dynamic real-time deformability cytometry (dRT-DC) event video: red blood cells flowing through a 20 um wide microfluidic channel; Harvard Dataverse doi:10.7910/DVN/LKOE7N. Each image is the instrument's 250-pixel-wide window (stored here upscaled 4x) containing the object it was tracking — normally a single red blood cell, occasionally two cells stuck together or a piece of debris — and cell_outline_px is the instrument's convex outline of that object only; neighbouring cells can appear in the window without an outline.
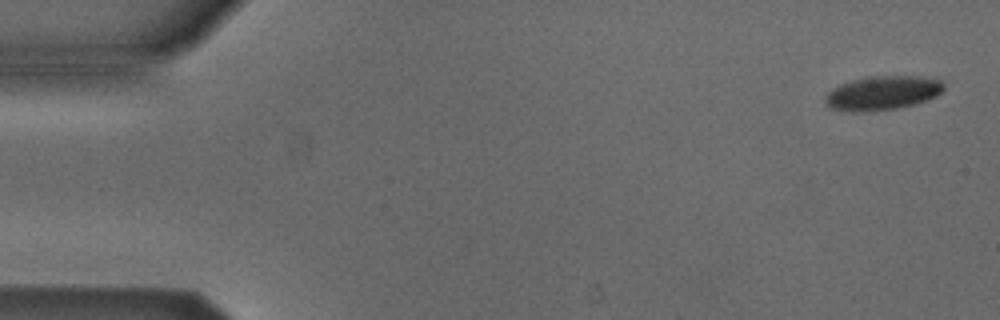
{"species": "Egyptian fruit bat (a non-hibernating species)", "species_latin": "Rousettus aegyptiacus", "temperature_condition": "cold", "stored_images_in_passage": 6, "camera_frame_rate_fps": 3000, "um_per_image_px": 0.085, "animal": {"sex": "male"}, "frame": {"image": 1, "passage_image": 1, "time_ms": 0.0, "image_size_px": [1000, 320], "cell_outline_px": [[944, 88], [936, 96], [912, 104], [896, 108], [852, 112], [832, 108], [824, 100], [824, 96], [832, 88], [840, 84], [852, 80], [868, 76], [920, 76], [940, 80], [944, 84]], "centroid_in_image_um": [74.98, 7.88], "position_along_channel_um": 10.0, "area_um2": 23.18}}
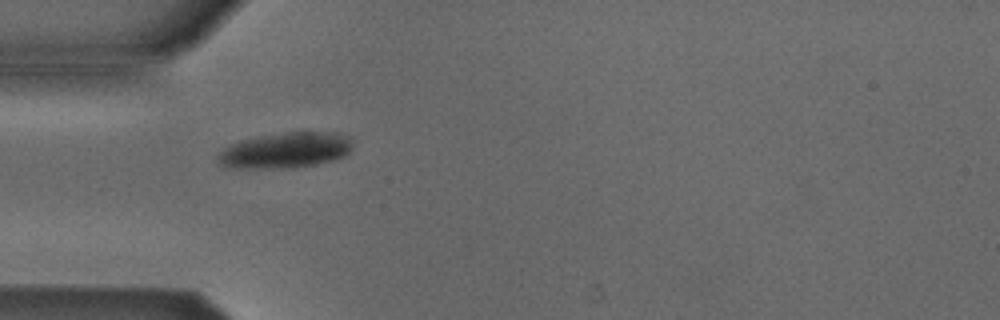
{"frame": {"image": 2, "passage_image": 5, "time_ms": 1.333, "image_size_px": [1000, 320], "cell_outline_px": [[352, 148], [344, 156], [336, 160], [316, 164], [272, 168], [224, 168], [220, 164], [216, 156], [224, 148], [232, 144], [244, 140], [260, 136], [288, 132], [336, 132], [352, 136]], "centroid_in_image_um": [24.3, 12.77], "position_along_channel_um": 60.7, "area_um2": 27.92}}
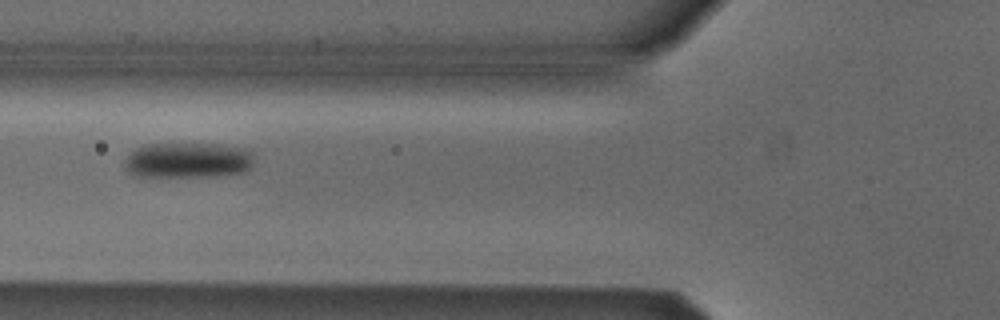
{"frame": {"image": 3, "passage_image": 6, "time_ms": 1.667, "image_size_px": [1000, 320], "cell_outline_px": [[252, 164], [244, 172], [216, 176], [136, 176], [128, 172], [124, 168], [124, 160], [136, 148], [152, 144], [224, 144], [244, 148], [252, 152]], "centroid_in_image_um": [15.97, 13.62], "position_along_channel_um": 109.8, "area_um2": 26.7}}